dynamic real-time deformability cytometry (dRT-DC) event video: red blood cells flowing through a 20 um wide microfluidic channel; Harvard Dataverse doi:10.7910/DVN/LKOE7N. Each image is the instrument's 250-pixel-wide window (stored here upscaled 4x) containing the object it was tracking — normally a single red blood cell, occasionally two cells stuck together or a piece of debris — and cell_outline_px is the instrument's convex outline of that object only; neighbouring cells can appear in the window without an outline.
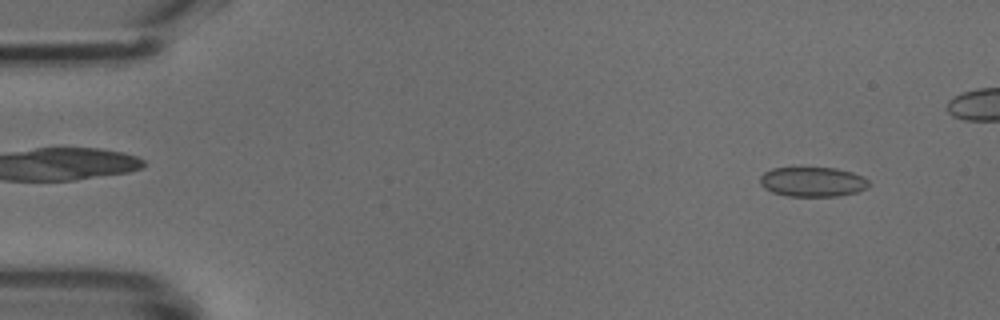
{"species": "common noctule bat (a hibernating species)", "species_latin": "Nyctalus noctula", "temperature_condition": "cold", "stored_images_in_passage": 44, "camera_frame_rate_fps": 3000, "um_per_image_px": 0.085, "animal": {"sex": "male", "body_mass_g": 18.8}, "frame": {"image": 1, "passage_image": 4, "time_ms": 1.0, "image_size_px": [1000, 320], "cell_outline_px": [[872, 184], [868, 188], [856, 192], [840, 196], [788, 196], [772, 192], [764, 188], [760, 184], [760, 176], [764, 172], [772, 168], [836, 168], [852, 172], [864, 176]], "centroid_in_image_um": [69.1, 15.46], "position_along_channel_um": 15.9, "area_um2": 19.02}}
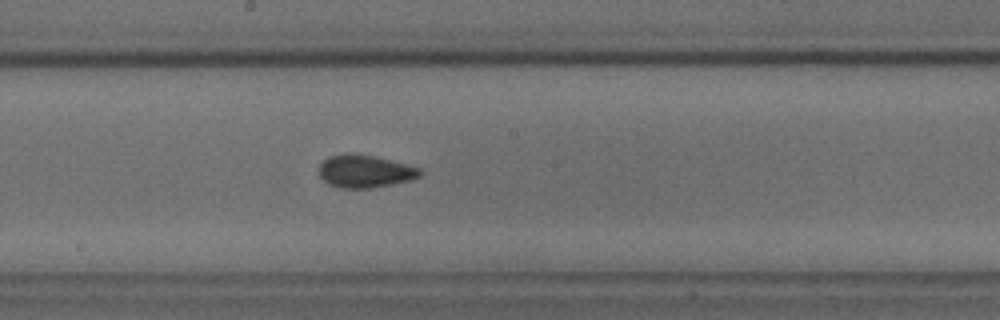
{"frame": {"image": 2, "passage_image": 26, "time_ms": 8.333, "image_size_px": [1000, 320], "cell_outline_px": [[420, 176], [412, 180], [392, 184], [368, 188], [340, 188], [328, 184], [320, 176], [320, 164], [328, 156], [344, 152], [352, 152], [372, 156], [420, 168]], "centroid_in_image_um": [30.97, 14.55], "position_along_channel_um": 217.2, "area_um2": 19.13}}
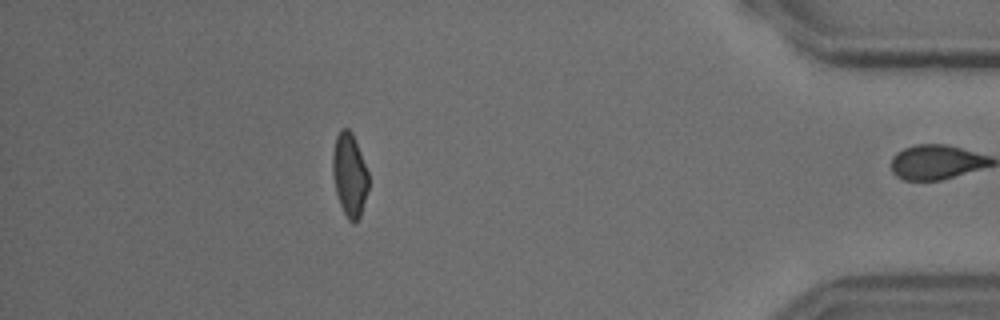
{"frame": {"image": 3, "passage_image": 43, "time_ms": 14.0, "image_size_px": [1000, 320], "cell_outline_px": [[368, 188], [360, 216], [352, 224], [348, 220], [340, 204], [336, 192], [332, 172], [332, 152], [336, 136], [340, 128], [348, 128], [352, 132], [368, 172]], "centroid_in_image_um": [29.69, 14.83], "position_along_channel_um": 405.5, "area_um2": 17.34}}